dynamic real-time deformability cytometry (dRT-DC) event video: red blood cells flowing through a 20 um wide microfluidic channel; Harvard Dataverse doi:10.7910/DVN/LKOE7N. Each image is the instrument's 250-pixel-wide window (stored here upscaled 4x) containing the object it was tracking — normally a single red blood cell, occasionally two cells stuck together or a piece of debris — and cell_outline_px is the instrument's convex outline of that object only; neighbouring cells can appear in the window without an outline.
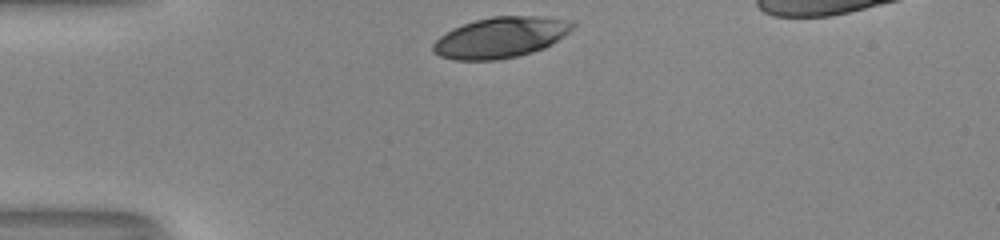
{"species": "human", "species_latin": "Homo sapiens", "temperature_condition": "room temperature", "stored_images_in_passage": 29, "camera_frame_rate_fps": 3000, "um_per_image_px": 0.085, "donor": {"sex": "male"}, "frame": {"image": 1, "passage_image": 1, "time_ms": 0.0, "image_size_px": [1000, 240], "cell_outline_px": [[576, 24], [568, 32], [552, 44], [544, 48], [532, 52], [516, 56], [496, 60], [456, 60], [440, 56], [432, 52], [432, 44], [440, 36], [452, 28], [476, 20], [492, 16], [536, 16], [576, 20]], "centroid_in_image_um": [42.56, 3.18], "position_along_channel_um": 42.4, "area_um2": 33.18}}
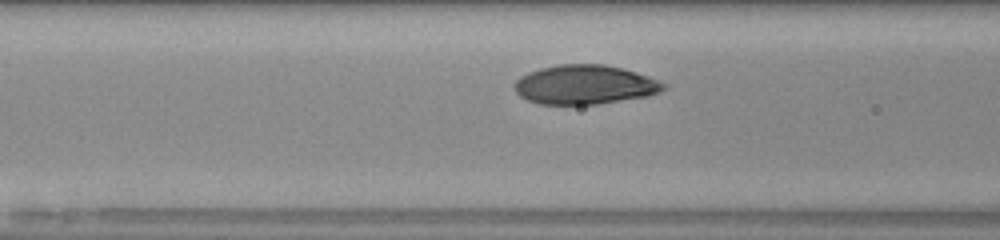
{"frame": {"image": 2, "passage_image": 9, "time_ms": 2.667, "image_size_px": [1000, 240], "cell_outline_px": [[668, 88], [660, 92], [648, 96], [596, 104], [540, 104], [528, 100], [520, 96], [516, 92], [512, 84], [520, 76], [528, 72], [540, 68], [560, 64], [604, 64], [636, 72], [648, 76], [668, 84]], "centroid_in_image_um": [49.71, 7.19], "position_along_channel_um": 116.9, "area_um2": 34.22}}
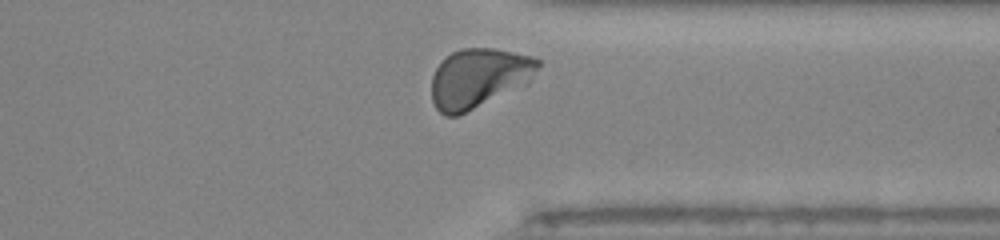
{"frame": {"image": 3, "passage_image": 28, "time_ms": 9.0, "image_size_px": [1000, 240], "cell_outline_px": [[540, 64], [528, 84], [456, 116], [444, 116], [436, 108], [432, 100], [432, 76], [436, 68], [452, 52], [460, 48], [492, 48], [532, 56], [540, 60]], "centroid_in_image_um": [40.7, 6.63], "position_along_channel_um": 370.7, "area_um2": 36.59}, "authors_computed_cell_mechanics": {"area_um2": 34.2754, "velocity_mm_per_s": 4.0227, "shape_relaxation_time_tau1_ms": 2.9586, "shape_relaxation_time_tau2_ms": null, "deformation_change_tau1": 0.1705, "deformation_change_tau2": null}}